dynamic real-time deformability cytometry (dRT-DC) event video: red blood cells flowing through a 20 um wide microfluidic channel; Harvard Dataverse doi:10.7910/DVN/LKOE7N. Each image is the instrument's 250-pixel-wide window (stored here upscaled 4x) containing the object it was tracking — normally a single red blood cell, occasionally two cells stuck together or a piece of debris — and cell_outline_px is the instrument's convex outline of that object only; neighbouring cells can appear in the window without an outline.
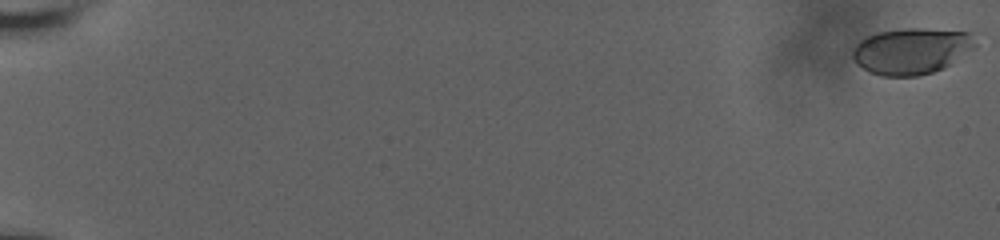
{"species": "human", "species_latin": "Homo sapiens", "temperature_condition": "room temperature", "stored_images_in_passage": 61, "camera_frame_rate_fps": 3000, "um_per_image_px": 0.085, "donor": {"sex": "male"}, "frame": {"image": 1, "passage_image": 1, "time_ms": 0.0, "image_size_px": [1000, 240], "cell_outline_px": [[976, 48], [944, 68], [932, 72], [916, 76], [880, 76], [868, 72], [856, 64], [852, 56], [852, 48], [864, 36], [880, 32], [904, 28], [924, 28], [968, 32], [976, 44]], "centroid_in_image_um": [77.44, 4.34], "position_along_channel_um": 7.6, "area_um2": 33.29}}
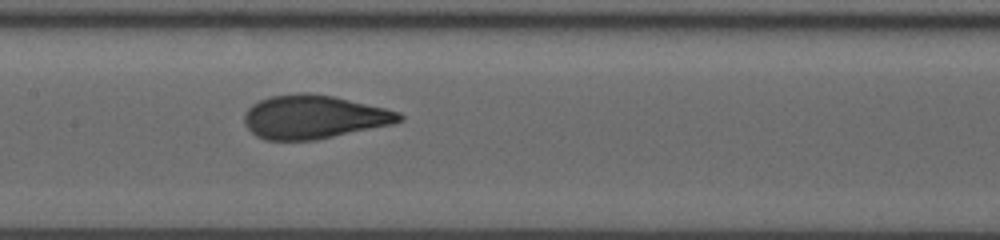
{"frame": {"image": 2, "passage_image": 34, "time_ms": 11.0, "image_size_px": [1000, 240], "cell_outline_px": [[404, 120], [392, 124], [316, 140], [264, 140], [256, 136], [244, 124], [244, 112], [252, 104], [260, 100], [272, 96], [300, 92], [308, 92], [332, 96], [384, 108], [400, 112], [404, 116]], "centroid_in_image_um": [26.65, 9.94], "position_along_channel_um": 180.8, "area_um2": 39.3}}
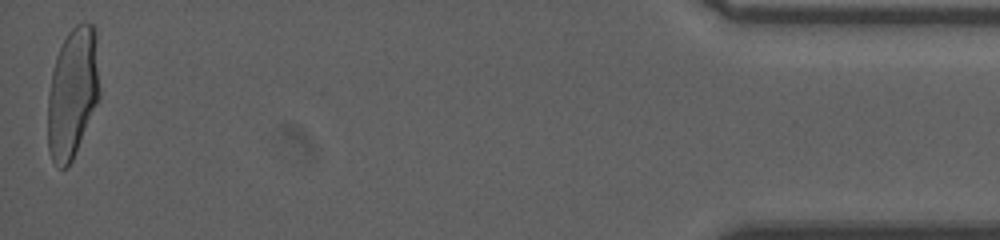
{"frame": {"image": 3, "passage_image": 61, "time_ms": 20.0, "image_size_px": [1000, 240], "cell_outline_px": [[100, 96], [72, 160], [68, 168], [60, 168], [52, 160], [48, 148], [48, 96], [52, 72], [56, 56], [68, 32], [76, 24], [84, 20], [92, 24], [96, 28], [100, 92]], "centroid_in_image_um": [6.19, 7.85], "position_along_channel_um": 429.0, "area_um2": 39.54}, "authors_computed_cell_mechanics": {"area_um2": 38.3214, "velocity_mm_per_s": 3.6621, "shape_relaxation_time_tau1_ms": 6.778, "shape_relaxation_time_tau2_ms": null, "deformation_change_tau1": 0.233, "deformation_change_tau2": null}}